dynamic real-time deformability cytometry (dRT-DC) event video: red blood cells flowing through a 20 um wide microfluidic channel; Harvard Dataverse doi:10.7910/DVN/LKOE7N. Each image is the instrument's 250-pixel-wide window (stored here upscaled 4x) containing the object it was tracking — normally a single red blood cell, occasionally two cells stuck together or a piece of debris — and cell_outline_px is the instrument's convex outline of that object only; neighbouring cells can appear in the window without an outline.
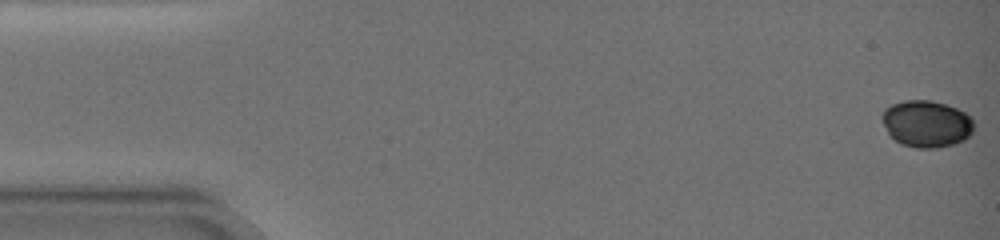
{"species": "common noctule bat (a hibernating species)", "species_latin": "Nyctalus noctula", "temperature_condition": "warm", "stored_images_in_passage": 51, "camera_frame_rate_fps": 3000, "um_per_image_px": 0.085, "animal": {"sex": "female", "body_mass_g": 19.0, "forearm_length_mm": 51.5}, "frame": {"image": 1, "passage_image": 1, "time_ms": 0.0, "image_size_px": [1000, 240], "cell_outline_px": [[972, 132], [964, 140], [952, 144], [936, 148], [916, 148], [900, 144], [888, 132], [880, 116], [884, 108], [892, 104], [904, 100], [932, 100], [956, 108], [972, 116]], "centroid_in_image_um": [78.73, 10.51], "position_along_channel_um": 6.3, "area_um2": 25.03}}
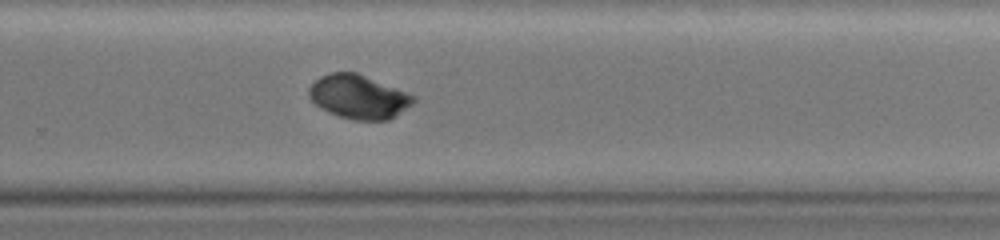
{"frame": {"image": 2, "passage_image": 32, "time_ms": 12.667, "image_size_px": [1000, 240], "cell_outline_px": [[416, 100], [412, 104], [388, 120], [352, 120], [328, 112], [320, 108], [308, 96], [308, 88], [320, 76], [332, 72], [356, 72], [408, 92], [416, 96]], "centroid_in_image_um": [30.48, 8.22], "position_along_channel_um": 299.3, "area_um2": 26.65}}
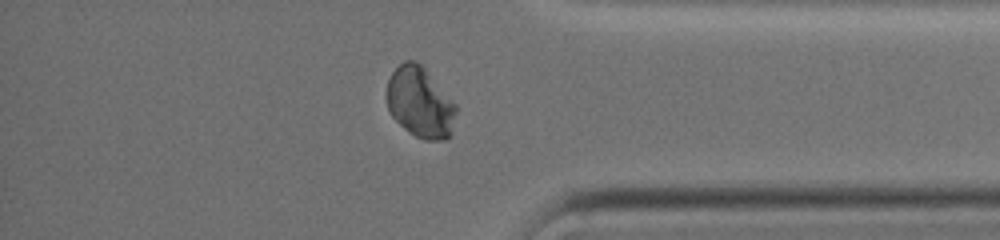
{"frame": {"image": 3, "passage_image": 42, "time_ms": 15.667, "image_size_px": [1000, 240], "cell_outline_px": [[460, 108], [452, 132], [444, 140], [424, 140], [416, 136], [404, 128], [392, 116], [388, 108], [384, 96], [384, 92], [388, 80], [392, 72], [404, 60], [416, 60], [424, 68]], "centroid_in_image_um": [35.71, 8.71], "position_along_channel_um": 399.5, "area_um2": 29.02}, "authors_computed_cell_mechanics": {"area_um2": 27.6862, "velocity_mm_per_s": 3.4761, "shape_relaxation_time_tau1_ms": 3.9752, "shape_relaxation_time_tau2_ms": null, "deformation_change_tau1": 0.0861, "deformation_change_tau2": null}}